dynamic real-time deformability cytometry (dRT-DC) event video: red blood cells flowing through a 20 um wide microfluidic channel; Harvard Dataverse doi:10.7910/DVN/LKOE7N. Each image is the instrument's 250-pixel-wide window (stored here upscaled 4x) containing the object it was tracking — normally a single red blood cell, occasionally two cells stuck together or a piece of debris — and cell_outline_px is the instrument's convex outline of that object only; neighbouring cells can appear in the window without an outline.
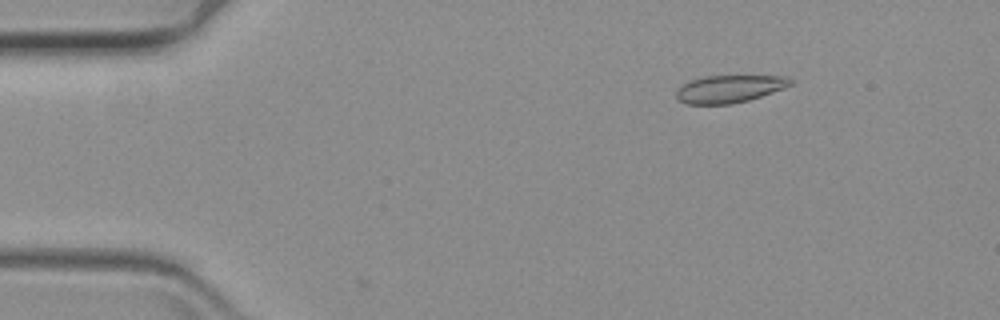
{"species": "common noctule bat (a hibernating species)", "species_latin": "Nyctalus noctula", "temperature_condition": "warm", "stored_images_in_passage": 11, "camera_frame_rate_fps": 3000, "um_per_image_px": 0.085, "animal": {"sex": "female", "body_mass_g": 19.3, "forearm_length_mm": 54.1}, "frame": {"image": 1, "passage_image": 9, "time_ms": 2.667, "image_size_px": [1000, 320], "cell_outline_px": [[792, 84], [784, 88], [748, 100], [732, 104], [688, 104], [680, 100], [676, 96], [676, 92], [684, 84], [692, 80], [704, 76], [788, 76], [792, 80]], "centroid_in_image_um": [62.02, 7.55], "position_along_channel_um": 23.0, "area_um2": 18.03}}